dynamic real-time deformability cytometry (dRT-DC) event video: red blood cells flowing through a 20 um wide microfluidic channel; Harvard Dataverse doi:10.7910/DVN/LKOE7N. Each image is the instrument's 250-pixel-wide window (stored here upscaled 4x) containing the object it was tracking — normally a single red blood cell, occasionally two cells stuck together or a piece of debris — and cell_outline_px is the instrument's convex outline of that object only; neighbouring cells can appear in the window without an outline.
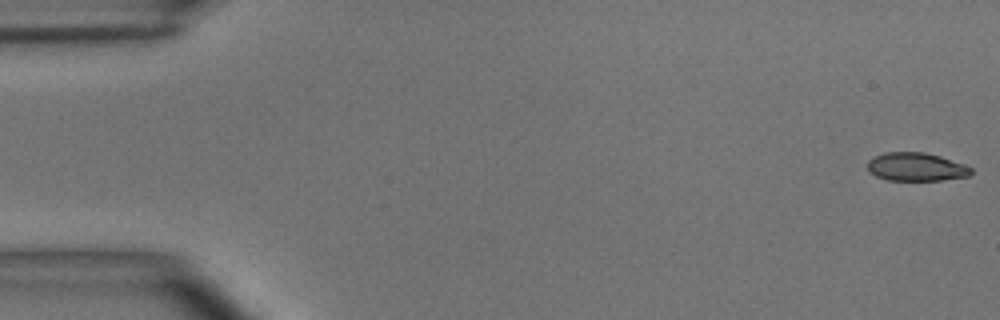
{"species": "common noctule bat (a hibernating species)", "species_latin": "Nyctalus noctula", "temperature_condition": "room temperature", "stored_images_in_passage": 55, "camera_frame_rate_fps": 3000, "um_per_image_px": 0.085, "animal": {"sex": "male", "body_mass_g": 15.6}, "frame": {"image": 1, "passage_image": 1, "time_ms": 0.0, "image_size_px": [1000, 320], "cell_outline_px": [[972, 172], [968, 176], [940, 180], [888, 180], [876, 176], [868, 172], [868, 160], [872, 156], [884, 152], [924, 152], [940, 156], [964, 164], [972, 168]], "centroid_in_image_um": [77.83, 14.17], "position_along_channel_um": 7.2, "area_um2": 17.17}}
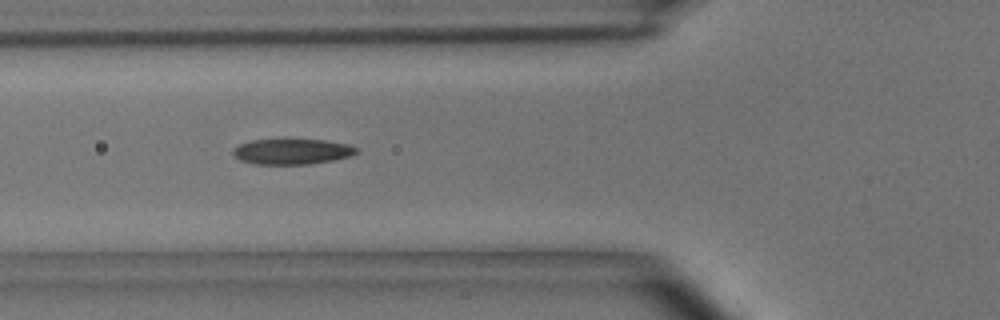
{"frame": {"image": 2, "passage_image": 20, "time_ms": 6.333, "image_size_px": [1000, 320], "cell_outline_px": [[360, 152], [352, 156], [332, 160], [308, 164], [256, 164], [240, 160], [232, 156], [232, 148], [240, 144], [252, 140], [288, 136], [324, 140], [348, 144], [360, 148]], "centroid_in_image_um": [24.82, 12.83], "position_along_channel_um": 101.0, "area_um2": 19.48}}
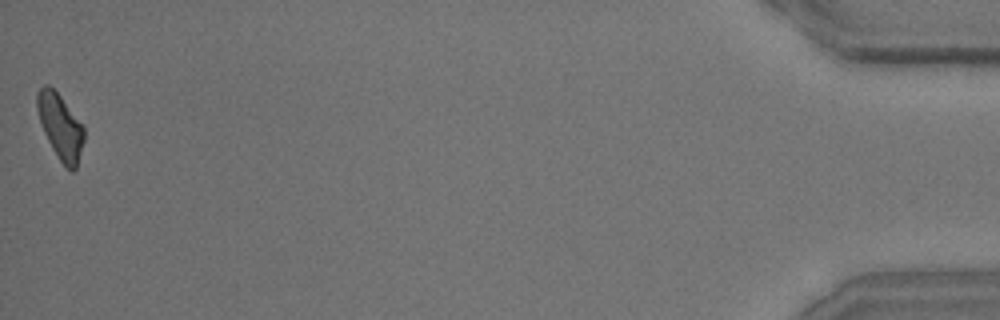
{"frame": {"image": 3, "passage_image": 55, "time_ms": 18.0, "image_size_px": [1000, 320], "cell_outline_px": [[84, 140], [76, 168], [72, 172], [60, 160], [52, 148], [44, 132], [36, 108], [36, 92], [44, 84], [48, 84], [60, 96], [84, 124]], "centroid_in_image_um": [5.13, 10.72], "position_along_channel_um": 430.1, "area_um2": 17.74}, "authors_computed_cell_mechanics": {"area_um2": 18.2648, "velocity_mm_per_s": 3.6264, "shape_relaxation_time_tau1_ms": 4.499, "shape_relaxation_time_tau2_ms": 2.1326, "deformation_change_tau1": 0.1494, "deformation_change_tau2": 0.0897}}